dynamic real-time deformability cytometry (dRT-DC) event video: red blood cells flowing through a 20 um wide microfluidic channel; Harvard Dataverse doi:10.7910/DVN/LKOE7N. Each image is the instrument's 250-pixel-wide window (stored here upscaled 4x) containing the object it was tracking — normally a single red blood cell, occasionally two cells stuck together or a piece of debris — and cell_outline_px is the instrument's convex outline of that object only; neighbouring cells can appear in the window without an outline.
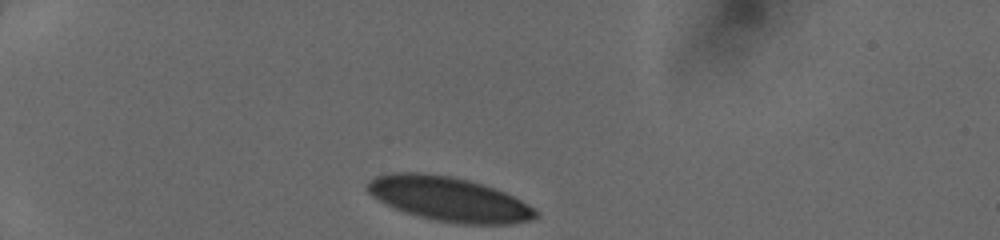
{"species": "human", "species_latin": "Homo sapiens", "temperature_condition": "cold", "stored_images_in_passage": 31, "camera_frame_rate_fps": 3000, "um_per_image_px": 0.085, "donor": {"sex": "female"}, "frame": {"image": 1, "passage_image": 1, "time_ms": 0.0, "image_size_px": [1000, 240], "cell_outline_px": [[540, 216], [532, 220], [516, 224], [456, 224], [432, 220], [404, 212], [384, 204], [372, 196], [364, 188], [364, 184], [368, 180], [376, 176], [392, 172], [416, 172], [452, 176], [484, 184], [496, 188], [536, 208], [540, 212]], "centroid_in_image_um": [38.16, 16.93], "position_along_channel_um": 46.8, "area_um2": 44.27}}
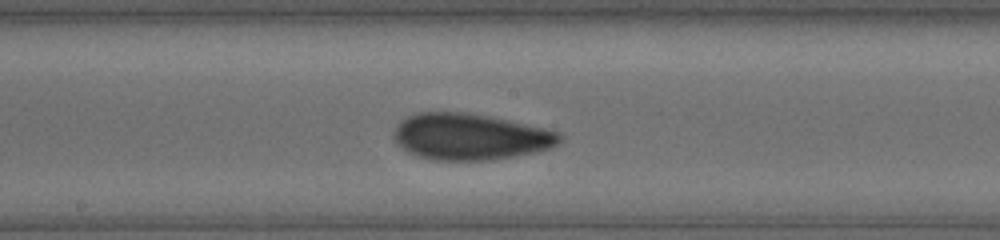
{"frame": {"image": 2, "passage_image": 16, "time_ms": 5.0, "image_size_px": [1000, 240], "cell_outline_px": [[564, 136], [552, 148], [516, 156], [488, 160], [432, 160], [408, 152], [396, 144], [396, 128], [400, 120], [408, 116], [420, 112], [464, 112], [544, 128], [560, 132]], "centroid_in_image_um": [39.97, 11.63], "position_along_channel_um": 208.2, "area_um2": 44.27}}
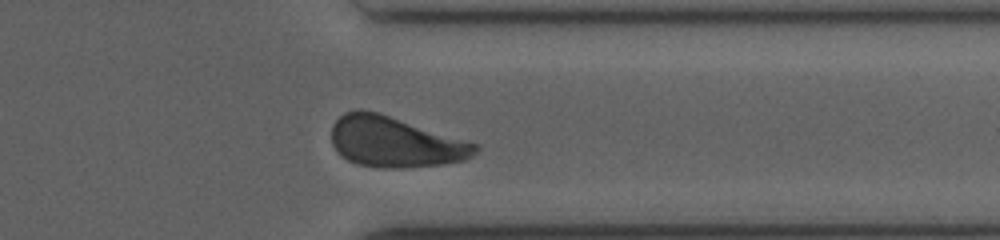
{"frame": {"image": 3, "passage_image": 28, "time_ms": 9.0, "image_size_px": [1000, 240], "cell_outline_px": [[480, 148], [472, 156], [464, 160], [444, 164], [404, 168], [384, 168], [356, 164], [348, 160], [332, 144], [332, 124], [344, 112], [360, 108], [380, 112], [480, 144]], "centroid_in_image_um": [33.61, 12.05], "position_along_channel_um": 377.8, "area_um2": 42.77}}